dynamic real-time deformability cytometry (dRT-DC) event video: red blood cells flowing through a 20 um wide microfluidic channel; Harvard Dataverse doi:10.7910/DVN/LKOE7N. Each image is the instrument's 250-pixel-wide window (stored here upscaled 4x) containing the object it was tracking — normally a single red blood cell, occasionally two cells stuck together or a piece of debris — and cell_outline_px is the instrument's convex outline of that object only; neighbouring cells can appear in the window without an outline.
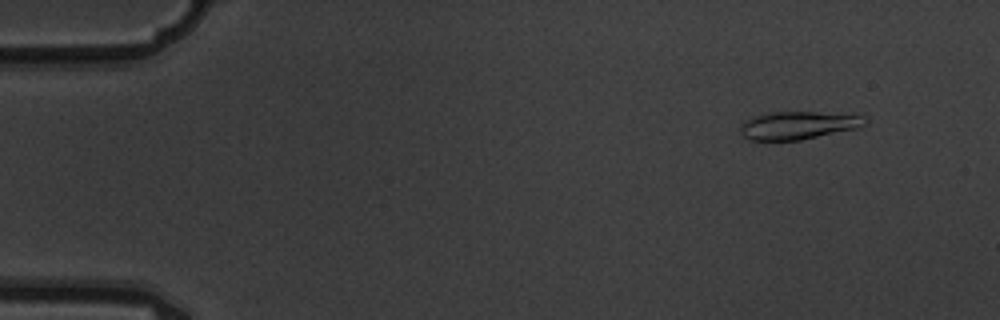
{"species": "common noctule bat (a hibernating species)", "species_latin": "Nyctalus noctula", "temperature_condition": "warm", "stored_images_in_passage": 5, "camera_frame_rate_fps": 3000, "um_per_image_px": 0.085, "animal": {"sex": "male", "body_mass_g": 19.5, "forearm_length_mm": 54.6}, "frame": {"image": 1, "passage_image": 2, "time_ms": 0.333, "image_size_px": [1000, 320], "cell_outline_px": [[868, 120], [864, 124], [856, 128], [800, 140], [752, 140], [744, 136], [740, 132], [740, 124], [764, 112], [864, 112]], "centroid_in_image_um": [67.97, 10.61], "position_along_channel_um": 17.0, "area_um2": 20.69}}